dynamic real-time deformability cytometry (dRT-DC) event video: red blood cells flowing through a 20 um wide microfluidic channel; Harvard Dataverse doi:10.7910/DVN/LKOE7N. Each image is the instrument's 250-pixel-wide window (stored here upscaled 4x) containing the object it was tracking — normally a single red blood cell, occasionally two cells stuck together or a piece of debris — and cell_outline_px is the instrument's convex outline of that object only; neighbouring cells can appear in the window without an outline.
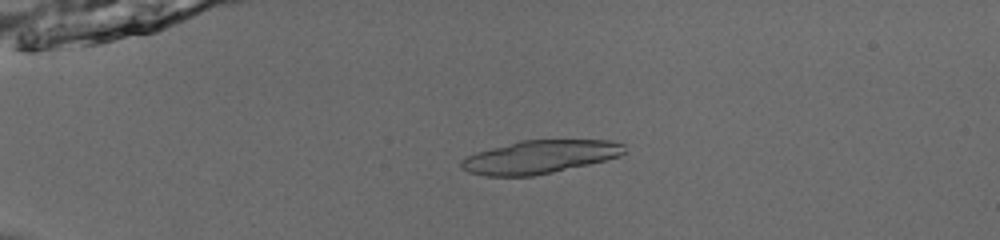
{"species": "common noctule bat (a hibernating species)", "species_latin": "Nyctalus noctula", "temperature_condition": "room temperature", "stored_images_in_passage": 40, "segment_of_instrument_passage": [1, 2], "camera_frame_rate_fps": 3000, "um_per_image_px": 0.085, "animal": {"sex": "male", "body_mass_g": 13.0, "forearm_length_mm": 53.1}, "frame": {"image": 1, "passage_image": 1, "time_ms": 0.0, "image_size_px": [1000, 240], "cell_outline_px": [[628, 152], [620, 156], [588, 164], [552, 172], [532, 176], [484, 176], [468, 172], [460, 168], [460, 160], [476, 152], [520, 140], [608, 140], [624, 144]], "centroid_in_image_um": [45.87, 13.33], "position_along_channel_um": 39.1, "area_um2": 31.56}}